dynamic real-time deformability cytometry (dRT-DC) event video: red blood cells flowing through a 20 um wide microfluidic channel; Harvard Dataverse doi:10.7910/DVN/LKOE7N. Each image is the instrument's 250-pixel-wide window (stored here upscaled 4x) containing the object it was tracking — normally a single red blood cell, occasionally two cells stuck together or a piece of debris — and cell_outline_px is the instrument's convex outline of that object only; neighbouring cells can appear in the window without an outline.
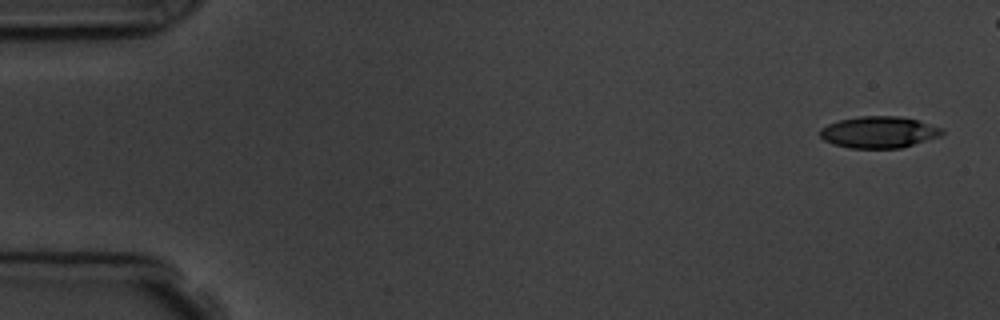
{"species": "common noctule bat (a hibernating species)", "species_latin": "Nyctalus noctula", "temperature_condition": "room temperature", "stored_images_in_passage": 6, "camera_frame_rate_fps": 3000, "um_per_image_px": 0.085, "animal": {"sex": "male", "body_mass_g": 19.5, "forearm_length_mm": 54.6}, "frame": {"image": 1, "passage_image": 1, "time_ms": 0.0, "image_size_px": [1000, 320], "cell_outline_px": [[944, 132], [940, 136], [900, 148], [848, 148], [832, 144], [824, 140], [820, 136], [820, 128], [828, 124], [840, 120], [860, 116], [900, 116], [916, 120], [944, 128]], "centroid_in_image_um": [74.69, 11.24], "position_along_channel_um": 10.3, "area_um2": 22.43}}